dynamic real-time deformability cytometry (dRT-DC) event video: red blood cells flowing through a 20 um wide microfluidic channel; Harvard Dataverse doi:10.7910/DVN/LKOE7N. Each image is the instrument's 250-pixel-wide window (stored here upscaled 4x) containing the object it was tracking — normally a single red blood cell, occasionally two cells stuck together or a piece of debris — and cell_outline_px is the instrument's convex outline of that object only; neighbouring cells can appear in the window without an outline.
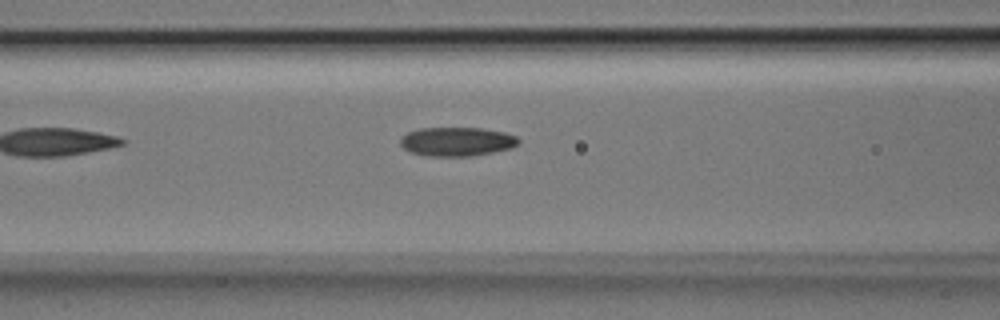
{"species": "Egyptian fruit bat (a non-hibernating species)", "species_latin": "Rousettus aegyptiacus", "temperature_condition": "room temperature", "stored_images_in_passage": 6, "camera_frame_rate_fps": 3000, "um_per_image_px": 0.085, "animal": {"sex": "male"}, "frame": {"image": 1, "passage_image": 6, "time_ms": 1.667, "image_size_px": [1000, 320], "cell_outline_px": [[520, 144], [512, 148], [472, 156], [428, 156], [412, 152], [404, 148], [400, 144], [400, 136], [408, 132], [420, 128], [484, 128], [504, 132], [516, 136], [520, 140]], "centroid_in_image_um": [38.85, 12.03], "position_along_channel_um": 127.7, "area_um2": 20.06}}